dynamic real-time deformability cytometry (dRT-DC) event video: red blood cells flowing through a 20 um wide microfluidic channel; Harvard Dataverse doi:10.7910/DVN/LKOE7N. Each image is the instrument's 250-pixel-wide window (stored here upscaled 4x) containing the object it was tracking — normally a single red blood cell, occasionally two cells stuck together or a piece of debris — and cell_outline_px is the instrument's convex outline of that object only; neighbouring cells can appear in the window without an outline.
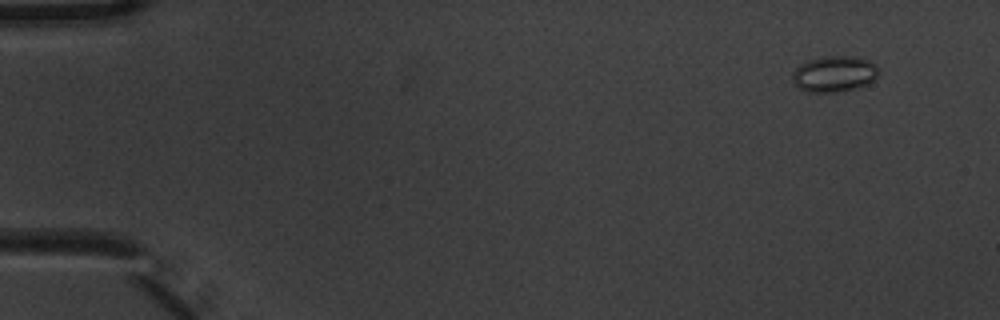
{"species": "common noctule bat (a hibernating species)", "species_latin": "Nyctalus noctula", "temperature_condition": "warm", "stored_images_in_passage": 7, "camera_frame_rate_fps": 3000, "um_per_image_px": 0.085, "animal": {"sex": "male", "body_mass_g": 20.1, "forearm_length_mm": 53.5}, "frame": {"image": 1, "passage_image": 1, "time_ms": 0.0, "image_size_px": [1000, 320], "cell_outline_px": [[880, 72], [868, 84], [860, 88], [844, 92], [808, 92], [800, 88], [792, 80], [792, 72], [800, 64], [808, 60], [824, 56], [856, 56], [868, 60], [876, 64]], "centroid_in_image_um": [70.94, 6.29], "position_along_channel_um": 14.1, "area_um2": 18.38}}
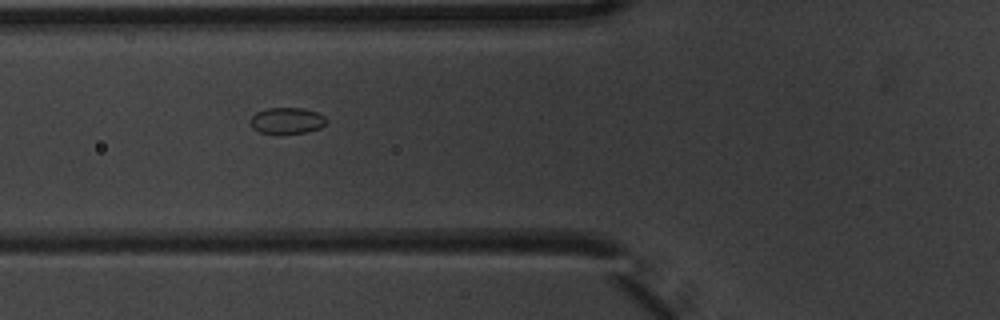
{"frame": {"image": 2, "passage_image": 6, "time_ms": 1.667, "image_size_px": [1000, 320], "cell_outline_px": [[328, 120], [320, 128], [308, 132], [280, 136], [260, 132], [252, 128], [248, 120], [256, 112], [268, 108], [300, 108], [316, 112], [324, 116]], "centroid_in_image_um": [24.35, 10.3], "position_along_channel_um": 101.5, "area_um2": 12.08}}
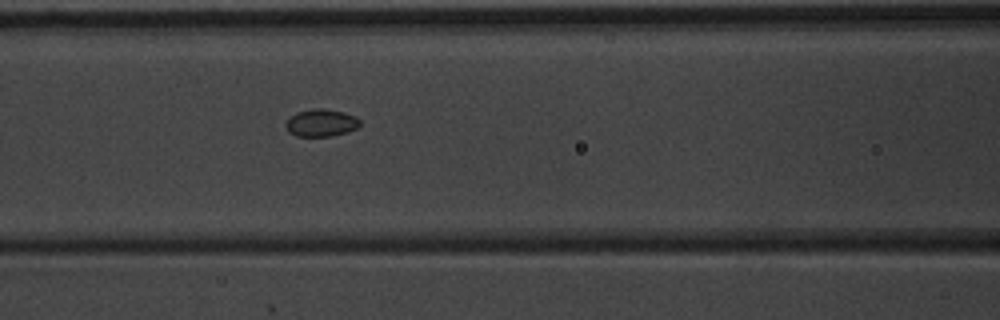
{"frame": {"image": 3, "passage_image": 7, "time_ms": 2.0, "image_size_px": [1000, 320], "cell_outline_px": [[360, 124], [356, 128], [348, 132], [332, 136], [296, 136], [288, 132], [284, 124], [296, 112], [316, 108], [320, 108], [344, 112], [356, 116], [360, 120]], "centroid_in_image_um": [27.3, 10.45], "position_along_channel_um": 139.3, "area_um2": 11.85}}